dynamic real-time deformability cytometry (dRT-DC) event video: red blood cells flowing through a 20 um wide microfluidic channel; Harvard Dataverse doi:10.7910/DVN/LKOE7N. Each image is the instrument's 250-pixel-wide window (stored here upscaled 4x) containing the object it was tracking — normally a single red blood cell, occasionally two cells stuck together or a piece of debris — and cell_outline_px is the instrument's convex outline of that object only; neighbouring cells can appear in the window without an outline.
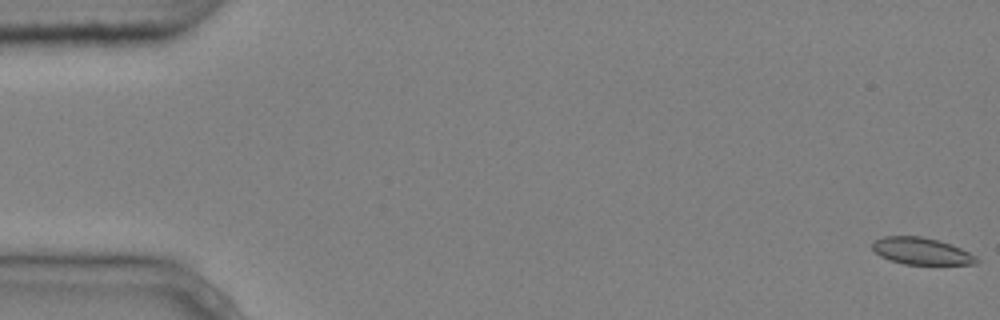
{"species": "common noctule bat (a hibernating species)", "species_latin": "Nyctalus noctula", "temperature_condition": "cold", "stored_images_in_passage": 5, "camera_frame_rate_fps": 3000, "um_per_image_px": 0.085, "animal": {"sex": "male", "body_mass_g": 20.4}, "frame": {"image": 1, "passage_image": 1, "time_ms": 0.0, "image_size_px": [1000, 320], "cell_outline_px": [[980, 260], [976, 264], [904, 264], [888, 260], [880, 256], [872, 248], [872, 240], [884, 236], [920, 236], [940, 240], [952, 244], [976, 256]], "centroid_in_image_um": [78.3, 21.34], "position_along_channel_um": 6.7, "area_um2": 16.47}}
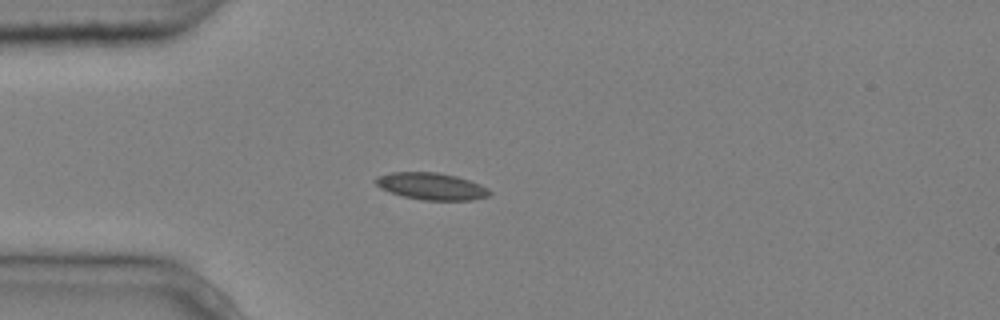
{"frame": {"image": 2, "passage_image": 5, "time_ms": 1.333, "image_size_px": [1000, 320], "cell_outline_px": [[492, 196], [472, 200], [420, 200], [404, 196], [380, 188], [372, 180], [376, 176], [392, 172], [436, 172], [456, 176], [480, 184], [488, 188], [492, 192]], "centroid_in_image_um": [36.68, 15.83], "position_along_channel_um": 48.3, "area_um2": 18.03}}